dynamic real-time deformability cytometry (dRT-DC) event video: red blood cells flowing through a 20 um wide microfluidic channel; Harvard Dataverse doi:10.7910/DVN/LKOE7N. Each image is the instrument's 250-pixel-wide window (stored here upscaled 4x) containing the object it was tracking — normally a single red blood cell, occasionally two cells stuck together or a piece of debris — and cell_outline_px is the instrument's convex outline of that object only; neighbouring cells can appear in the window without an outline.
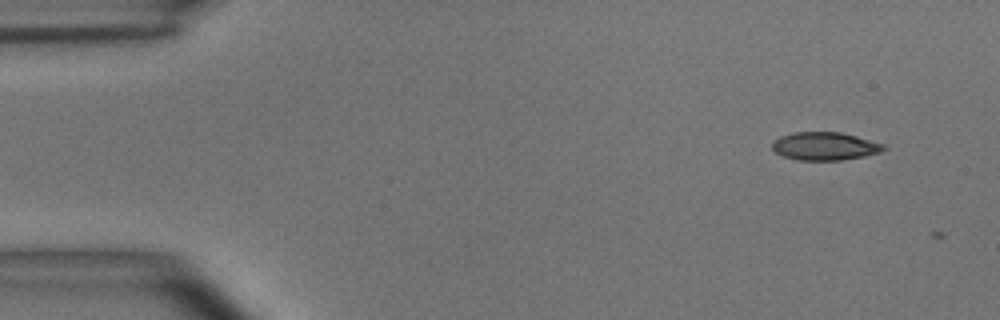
{"species": "common noctule bat (a hibernating species)", "species_latin": "Nyctalus noctula", "temperature_condition": "room temperature", "stored_images_in_passage": 3, "camera_frame_rate_fps": 3000, "um_per_image_px": 0.085, "animal": {"sex": "male", "body_mass_g": 15.6}, "frame": {"image": 1, "passage_image": 1, "time_ms": 0.0, "image_size_px": [1000, 320], "cell_outline_px": [[888, 148], [880, 152], [864, 156], [840, 160], [796, 160], [784, 156], [776, 152], [772, 148], [772, 144], [780, 136], [792, 132], [840, 132], [856, 136], [884, 144]], "centroid_in_image_um": [70.12, 12.42], "position_along_channel_um": 14.9, "area_um2": 18.15}}